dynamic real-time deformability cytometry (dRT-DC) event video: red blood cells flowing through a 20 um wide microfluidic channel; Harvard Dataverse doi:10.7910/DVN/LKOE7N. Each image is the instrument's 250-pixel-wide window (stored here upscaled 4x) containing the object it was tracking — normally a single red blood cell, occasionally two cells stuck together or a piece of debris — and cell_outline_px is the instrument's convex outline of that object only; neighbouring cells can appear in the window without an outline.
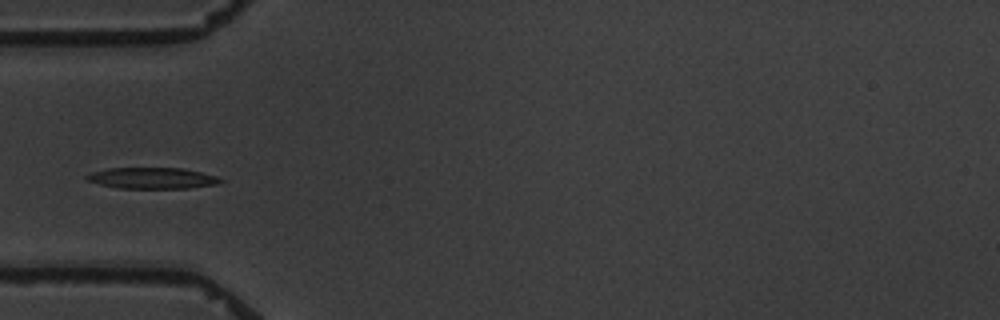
{"species": "common noctule bat (a hibernating species)", "species_latin": "Nyctalus noctula", "temperature_condition": "warm", "stored_images_in_passage": 4, "camera_frame_rate_fps": 3000, "um_per_image_px": 0.085, "animal": {"sex": "male", "body_mass_g": 19.5, "forearm_length_mm": 54.6}, "frame": {"image": 1, "passage_image": 3, "time_ms": 2.333, "image_size_px": [1000, 320], "cell_outline_px": [[224, 180], [216, 184], [188, 188], [120, 188], [100, 184], [88, 180], [84, 176], [92, 172], [108, 168], [184, 168], [216, 176]], "centroid_in_image_um": [12.94, 15.13], "position_along_channel_um": 72.1, "area_um2": 16.3}}
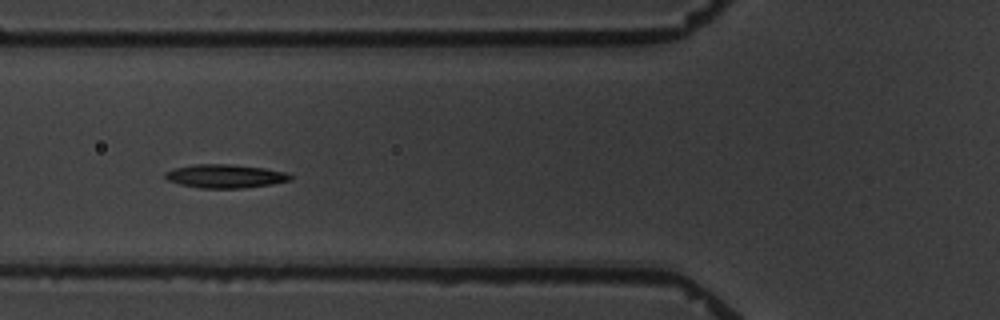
{"frame": {"image": 2, "passage_image": 4, "time_ms": 3.333, "image_size_px": [1000, 320], "cell_outline_px": [[292, 180], [272, 184], [240, 188], [200, 188], [180, 184], [168, 180], [164, 176], [164, 172], [172, 168], [192, 164], [232, 164], [264, 168], [284, 172], [292, 176]], "centroid_in_image_um": [19.1, 14.96], "position_along_channel_um": 106.7, "area_um2": 17.22}}